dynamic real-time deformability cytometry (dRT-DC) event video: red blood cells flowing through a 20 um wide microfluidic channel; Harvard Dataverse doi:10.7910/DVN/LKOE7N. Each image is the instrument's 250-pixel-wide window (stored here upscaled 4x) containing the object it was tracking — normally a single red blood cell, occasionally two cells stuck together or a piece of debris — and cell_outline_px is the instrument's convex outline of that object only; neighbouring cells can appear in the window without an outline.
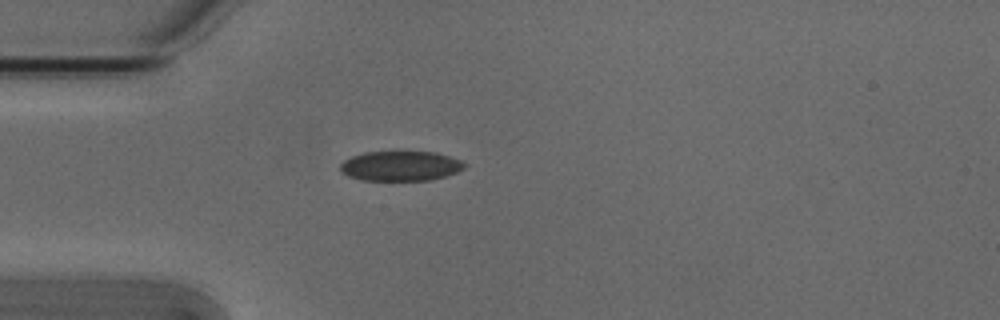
{"species": "Egyptian fruit bat (a non-hibernating species)", "species_latin": "Rousettus aegyptiacus", "temperature_condition": "cold", "stored_images_in_passage": 2, "camera_frame_rate_fps": 3000, "um_per_image_px": 0.085, "animal": {"sex": "male"}, "frame": {"image": 1, "passage_image": 2, "time_ms": 0.333, "image_size_px": [1000, 320], "cell_outline_px": [[468, 164], [464, 168], [456, 172], [444, 176], [428, 180], [360, 180], [348, 176], [340, 172], [340, 164], [344, 160], [352, 156], [364, 152], [400, 148], [436, 152], [460, 160]], "centroid_in_image_um": [34.02, 14.05], "position_along_channel_um": 51.0, "area_um2": 22.6}}